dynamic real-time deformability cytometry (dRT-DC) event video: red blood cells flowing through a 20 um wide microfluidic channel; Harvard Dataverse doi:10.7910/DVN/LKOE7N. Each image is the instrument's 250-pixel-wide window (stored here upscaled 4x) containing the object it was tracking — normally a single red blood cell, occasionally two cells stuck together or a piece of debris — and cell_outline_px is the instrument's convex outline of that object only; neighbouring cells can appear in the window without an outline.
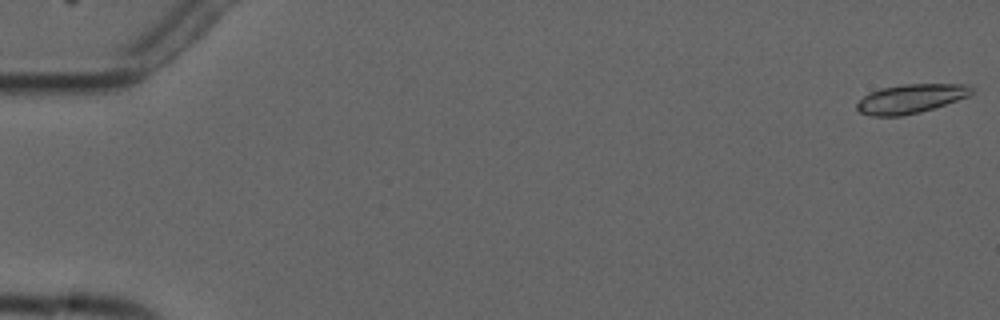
{"species": "common noctule bat (a hibernating species)", "species_latin": "Nyctalus noctula", "temperature_condition": "cold", "stored_images_in_passage": 9, "camera_frame_rate_fps": 3000, "um_per_image_px": 0.085, "animal": {"sex": "male", "forearm_length_mm": 52.5}, "frame": {"image": 1, "passage_image": 1, "time_ms": 0.0, "image_size_px": [1000, 320], "cell_outline_px": [[972, 92], [968, 96], [920, 112], [900, 116], [872, 116], [860, 112], [856, 108], [856, 104], [864, 96], [880, 88], [904, 84], [968, 84], [972, 88]], "centroid_in_image_um": [77.39, 8.38], "position_along_channel_um": 7.6, "area_um2": 19.13}}
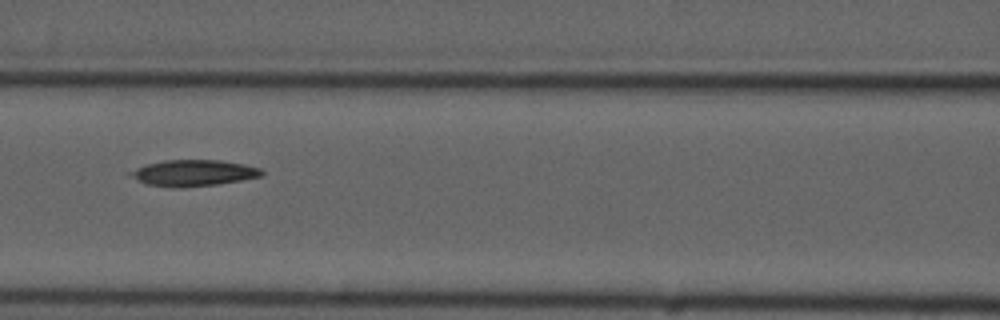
{"frame": {"image": 2, "passage_image": 8, "time_ms": 8.0, "image_size_px": [1000, 320], "cell_outline_px": [[264, 172], [260, 176], [240, 180], [216, 184], [180, 188], [172, 188], [144, 184], [132, 176], [128, 172], [148, 164], [164, 160], [220, 160], [244, 164], [260, 168]], "centroid_in_image_um": [16.43, 14.71], "position_along_channel_um": 150.2, "area_um2": 19.88}}
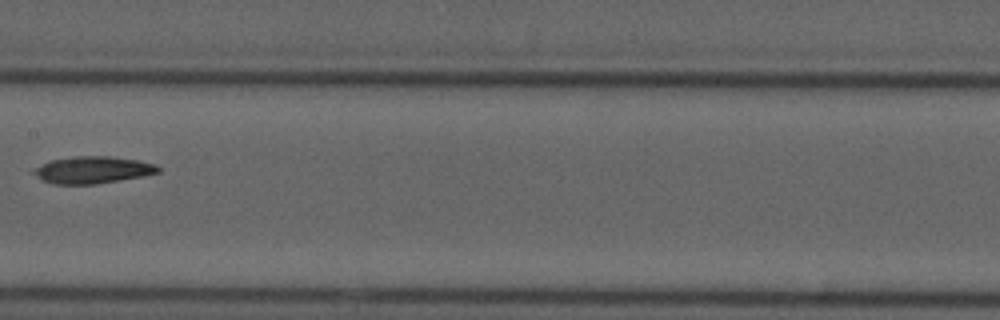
{"frame": {"image": 3, "passage_image": 9, "time_ms": 9.333, "image_size_px": [1000, 320], "cell_outline_px": [[160, 172], [140, 176], [96, 184], [52, 184], [40, 180], [28, 172], [52, 160], [76, 156], [108, 156], [136, 160], [156, 164], [160, 168]], "centroid_in_image_um": [7.82, 14.45], "position_along_channel_um": 199.6, "area_um2": 19.48}}